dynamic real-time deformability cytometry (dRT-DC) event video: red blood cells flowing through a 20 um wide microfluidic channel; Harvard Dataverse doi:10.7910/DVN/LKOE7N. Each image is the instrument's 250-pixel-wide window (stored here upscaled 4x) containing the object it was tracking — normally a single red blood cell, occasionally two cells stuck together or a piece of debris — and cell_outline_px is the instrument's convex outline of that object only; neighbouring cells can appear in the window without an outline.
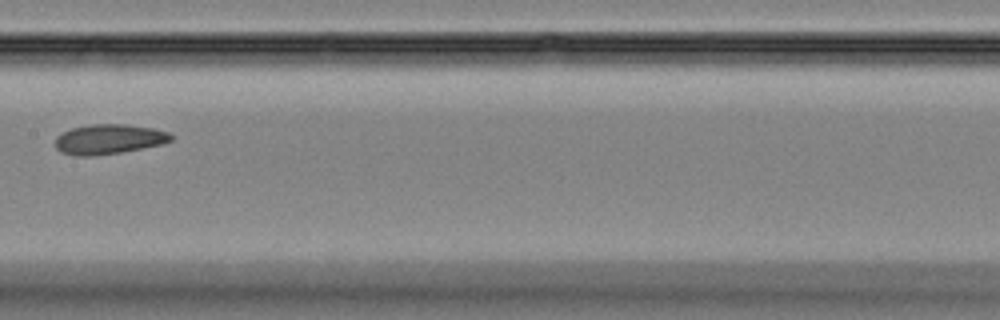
{"species": "Egyptian fruit bat (a non-hibernating species)", "species_latin": "Rousettus aegyptiacus", "temperature_condition": "room temperature", "stored_images_in_passage": 5, "camera_frame_rate_fps": 3000, "um_per_image_px": 0.085, "animal": {"sex": "female"}, "frame": {"image": 1, "passage_image": 4, "time_ms": 3.333, "image_size_px": [1000, 320], "cell_outline_px": [[172, 140], [160, 144], [120, 152], [92, 156], [76, 156], [60, 152], [56, 148], [56, 136], [72, 128], [88, 124], [124, 124], [152, 128], [168, 132], [172, 136]], "centroid_in_image_um": [9.21, 11.83], "position_along_channel_um": 198.2, "area_um2": 19.94}}
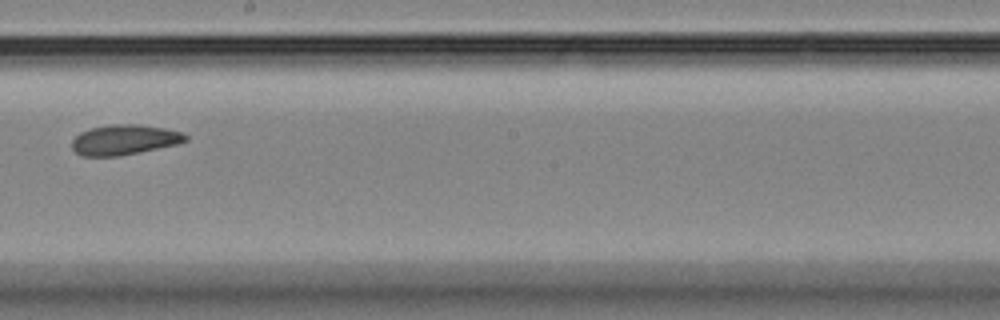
{"frame": {"image": 2, "passage_image": 5, "time_ms": 4.333, "image_size_px": [1000, 320], "cell_outline_px": [[188, 140], [176, 144], [120, 156], [80, 156], [72, 148], [72, 140], [80, 132], [92, 128], [112, 124], [136, 124], [164, 128], [184, 132], [188, 136]], "centroid_in_image_um": [10.57, 11.88], "position_along_channel_um": 237.6, "area_um2": 19.88}}